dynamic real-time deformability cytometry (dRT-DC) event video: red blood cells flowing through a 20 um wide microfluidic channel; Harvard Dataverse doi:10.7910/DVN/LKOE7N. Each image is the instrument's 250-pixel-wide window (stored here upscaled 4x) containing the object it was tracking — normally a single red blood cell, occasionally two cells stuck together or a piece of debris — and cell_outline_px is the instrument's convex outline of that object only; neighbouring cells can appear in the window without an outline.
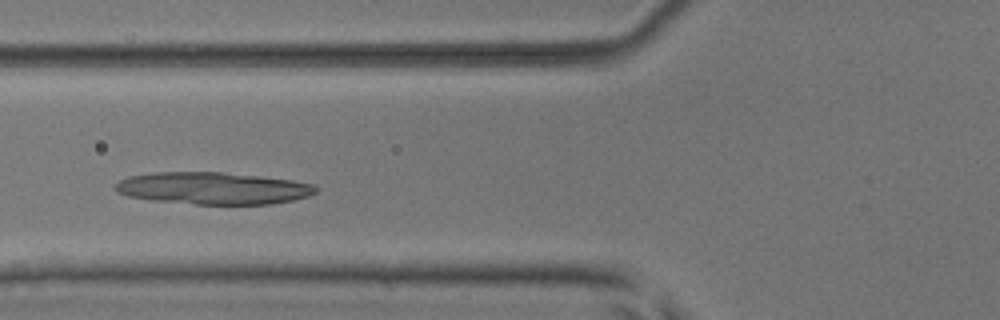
{"species": "common noctule bat (a hibernating species)", "species_latin": "Nyctalus noctula", "temperature_condition": "room temperature", "stored_images_in_passage": 32, "camera_frame_rate_fps": 3000, "um_per_image_px": 0.085, "animal": {"sex": "male", "body_mass_g": 17.9, "forearm_length_mm": 54.2}, "frame": {"image": 1, "passage_image": 5, "time_ms": 1.333, "image_size_px": [1000, 320], "cell_outline_px": [[316, 192], [308, 196], [292, 200], [272, 204], [196, 204], [152, 200], [128, 196], [116, 192], [116, 184], [120, 180], [128, 176], [152, 172], [224, 172], [260, 176], [292, 180], [316, 184]], "centroid_in_image_um": [18.11, 15.99], "position_along_channel_um": 107.7, "area_um2": 37.51}}
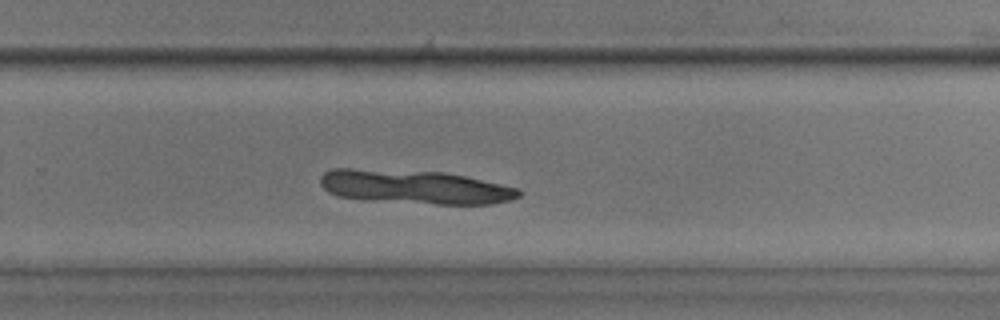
{"frame": {"image": 2, "passage_image": 19, "time_ms": 6.0, "image_size_px": [1000, 320], "cell_outline_px": [[520, 196], [512, 200], [492, 204], [436, 204], [360, 200], [340, 196], [328, 192], [320, 184], [320, 176], [324, 172], [332, 168], [352, 168], [444, 172], [464, 176], [520, 188]], "centroid_in_image_um": [35.23, 15.89], "position_along_channel_um": 294.6, "area_um2": 39.48}}
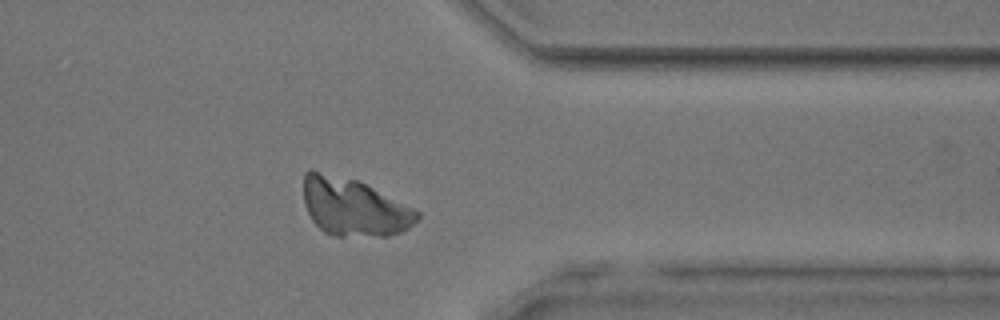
{"frame": {"image": 3, "passage_image": 26, "time_ms": 8.333, "image_size_px": [1000, 320], "cell_outline_px": [[420, 216], [408, 228], [400, 232], [388, 236], [336, 236], [324, 232], [312, 220], [304, 204], [304, 172], [312, 168], [356, 180], [420, 212]], "centroid_in_image_um": [30.02, 17.6], "position_along_channel_um": 381.4, "area_um2": 37.86}}